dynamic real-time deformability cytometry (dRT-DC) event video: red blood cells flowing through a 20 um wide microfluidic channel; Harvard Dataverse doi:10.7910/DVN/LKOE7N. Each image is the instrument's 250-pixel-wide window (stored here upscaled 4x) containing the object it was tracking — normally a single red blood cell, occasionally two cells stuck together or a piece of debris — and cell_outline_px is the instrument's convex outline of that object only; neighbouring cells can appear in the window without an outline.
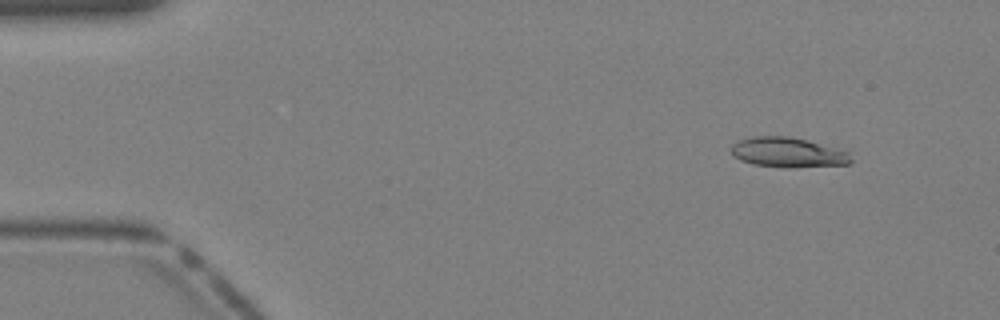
{"species": "Egyptian fruit bat (a non-hibernating species)", "species_latin": "Rousettus aegyptiacus", "temperature_condition": "warm", "stored_images_in_passage": 41, "camera_frame_rate_fps": 3000, "um_per_image_px": 0.085, "animal": {"sex": "female"}, "frame": {"image": 1, "passage_image": 5, "time_ms": 1.333, "image_size_px": [1000, 320], "cell_outline_px": [[852, 160], [848, 164], [792, 168], [784, 168], [752, 164], [740, 160], [732, 156], [732, 144], [740, 140], [752, 136], [788, 136], [808, 140], [848, 152]], "centroid_in_image_um": [66.94, 12.96], "position_along_channel_um": 18.1, "area_um2": 20.92}}
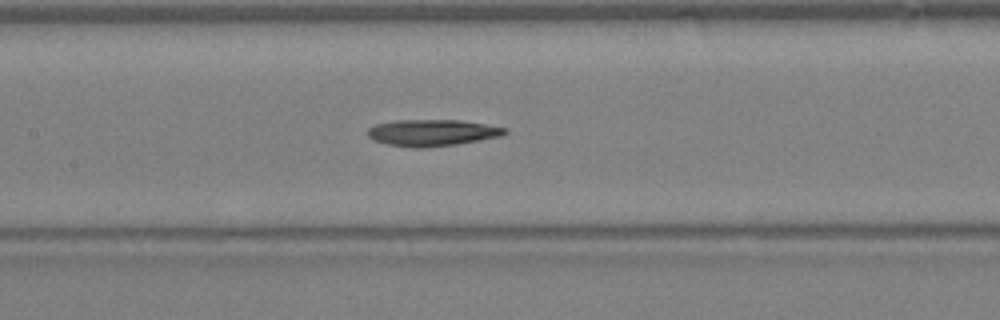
{"frame": {"image": 2, "passage_image": 20, "time_ms": 6.333, "image_size_px": [1000, 320], "cell_outline_px": [[508, 132], [500, 136], [480, 140], [456, 144], [424, 148], [412, 148], [388, 144], [372, 140], [368, 136], [368, 128], [376, 124], [396, 120], [460, 120], [508, 128]], "centroid_in_image_um": [36.72, 11.28], "position_along_channel_um": 170.7, "area_um2": 21.21}}
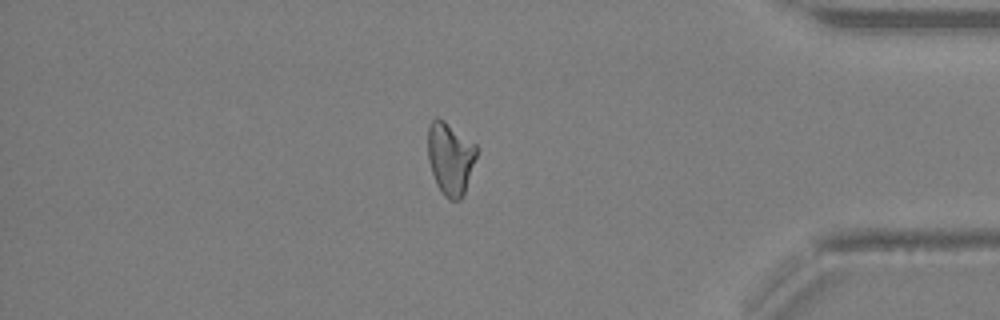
{"frame": {"image": 3, "passage_image": 35, "time_ms": 11.333, "image_size_px": [1000, 320], "cell_outline_px": [[476, 156], [464, 192], [460, 200], [448, 200], [444, 196], [436, 184], [428, 160], [428, 124], [436, 116], [444, 120], [476, 144]], "centroid_in_image_um": [38.25, 13.44], "position_along_channel_um": 397.0, "area_um2": 20.46}}